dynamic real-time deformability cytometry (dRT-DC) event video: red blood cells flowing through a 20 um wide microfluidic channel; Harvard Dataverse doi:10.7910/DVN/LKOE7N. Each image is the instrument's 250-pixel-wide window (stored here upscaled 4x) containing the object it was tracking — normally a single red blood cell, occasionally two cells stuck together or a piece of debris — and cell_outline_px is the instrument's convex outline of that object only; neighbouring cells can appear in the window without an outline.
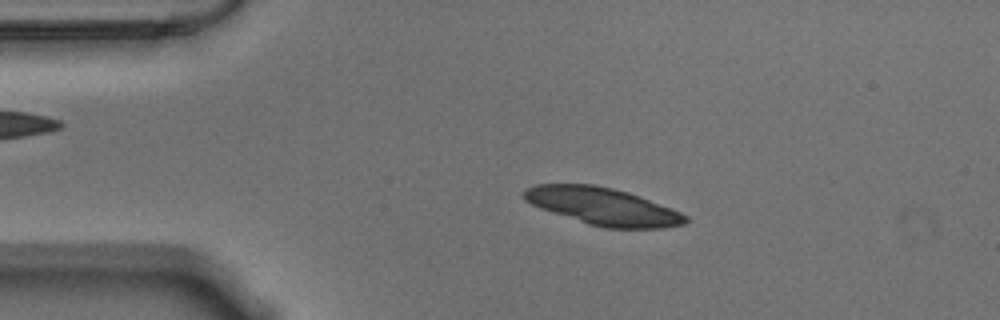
{"species": "Egyptian fruit bat (a non-hibernating species)", "species_latin": "Rousettus aegyptiacus", "temperature_condition": "warm", "stored_images_in_passage": 55, "camera_frame_rate_fps": 3000, "um_per_image_px": 0.085, "animal": {"sex": "male"}, "frame": {"image": 1, "passage_image": 10, "time_ms": 3.0, "image_size_px": [1000, 320], "cell_outline_px": [[688, 220], [684, 224], [664, 228], [604, 228], [588, 224], [540, 208], [524, 200], [520, 192], [536, 184], [592, 184], [612, 188], [628, 192], [672, 208], [688, 216]], "centroid_in_image_um": [51.24, 17.54], "position_along_channel_um": 33.8, "area_um2": 35.08}}